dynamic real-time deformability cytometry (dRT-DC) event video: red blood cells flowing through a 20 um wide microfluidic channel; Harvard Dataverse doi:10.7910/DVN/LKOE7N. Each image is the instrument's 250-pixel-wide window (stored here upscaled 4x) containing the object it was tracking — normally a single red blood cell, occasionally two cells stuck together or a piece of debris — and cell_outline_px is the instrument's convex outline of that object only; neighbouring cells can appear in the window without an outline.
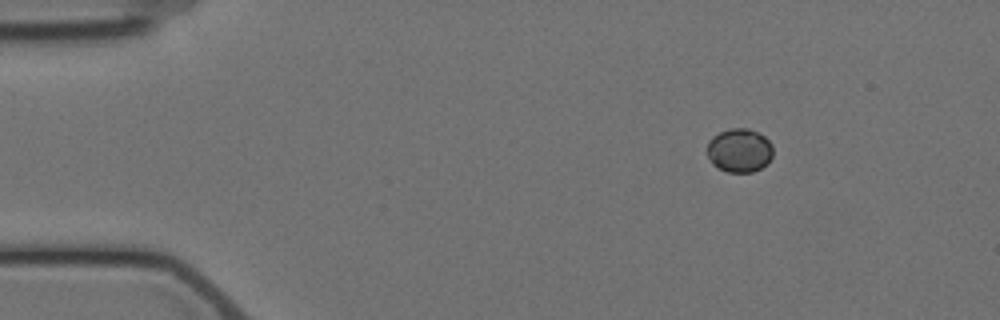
{"species": "Egyptian fruit bat (a non-hibernating species)", "species_latin": "Rousettus aegyptiacus", "temperature_condition": "cold", "stored_images_in_passage": 5, "camera_frame_rate_fps": 3000, "um_per_image_px": 0.085, "animal": {"sex": "female"}, "frame": {"image": 1, "passage_image": 1, "time_ms": 0.0, "image_size_px": [1000, 320], "cell_outline_px": [[772, 156], [768, 164], [752, 172], [728, 172], [712, 164], [708, 156], [708, 140], [712, 136], [720, 132], [732, 128], [748, 128], [760, 132], [772, 144]], "centroid_in_image_um": [62.87, 12.77], "position_along_channel_um": 22.1, "area_um2": 16.88}}
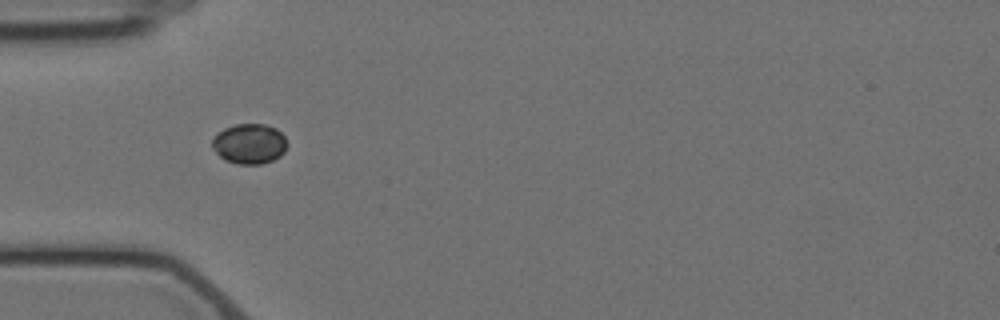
{"frame": {"image": 2, "passage_image": 4, "time_ms": 3.333, "image_size_px": [1000, 320], "cell_outline_px": [[288, 144], [284, 152], [280, 156], [272, 160], [260, 164], [236, 164], [224, 160], [212, 148], [212, 140], [224, 128], [236, 124], [264, 124], [276, 128], [284, 136]], "centroid_in_image_um": [21.21, 12.23], "position_along_channel_um": 63.8, "area_um2": 17.51}}
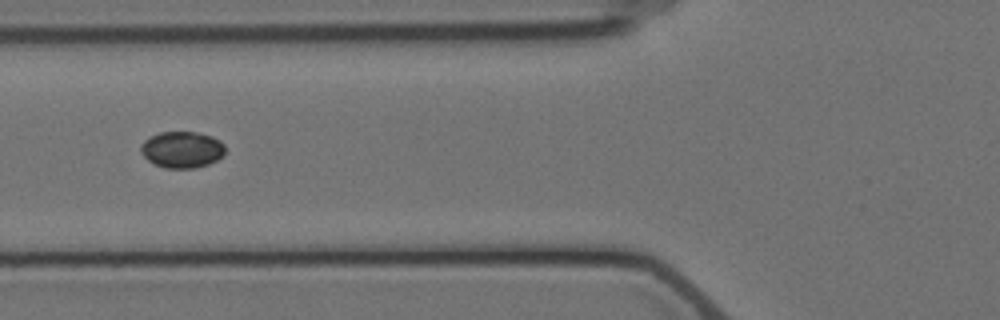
{"frame": {"image": 3, "passage_image": 5, "time_ms": 4.667, "image_size_px": [1000, 320], "cell_outline_px": [[224, 156], [208, 164], [196, 168], [164, 168], [152, 164], [140, 152], [140, 144], [148, 136], [160, 132], [196, 132], [212, 136], [220, 140], [224, 144]], "centroid_in_image_um": [15.44, 12.72], "position_along_channel_um": 110.4, "area_um2": 18.21}}